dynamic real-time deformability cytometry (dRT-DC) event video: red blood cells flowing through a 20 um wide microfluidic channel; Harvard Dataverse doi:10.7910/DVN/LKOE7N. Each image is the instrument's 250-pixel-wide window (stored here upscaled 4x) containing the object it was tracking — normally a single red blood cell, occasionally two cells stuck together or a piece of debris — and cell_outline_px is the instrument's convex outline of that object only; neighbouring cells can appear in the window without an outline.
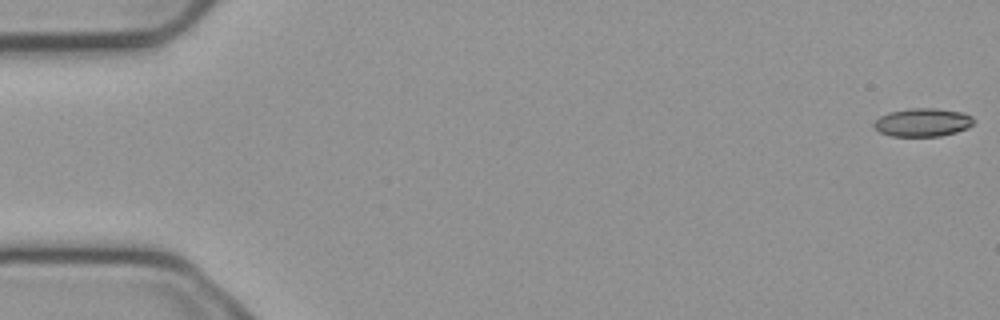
{"species": "common noctule bat (a hibernating species)", "species_latin": "Nyctalus noctula", "temperature_condition": "cold", "stored_images_in_passage": 2, "camera_frame_rate_fps": 3000, "um_per_image_px": 0.085, "animal": {"sex": "male", "body_mass_g": 23.1, "forearm_length_mm": 52.7}, "frame": {"image": 1, "passage_image": 1, "time_ms": 0.0, "image_size_px": [1000, 320], "cell_outline_px": [[976, 124], [968, 128], [956, 132], [940, 136], [892, 136], [880, 132], [872, 124], [880, 116], [888, 112], [908, 108], [936, 108], [960, 112], [972, 116], [976, 120]], "centroid_in_image_um": [78.46, 10.4], "position_along_channel_um": 6.5, "area_um2": 16.59}}